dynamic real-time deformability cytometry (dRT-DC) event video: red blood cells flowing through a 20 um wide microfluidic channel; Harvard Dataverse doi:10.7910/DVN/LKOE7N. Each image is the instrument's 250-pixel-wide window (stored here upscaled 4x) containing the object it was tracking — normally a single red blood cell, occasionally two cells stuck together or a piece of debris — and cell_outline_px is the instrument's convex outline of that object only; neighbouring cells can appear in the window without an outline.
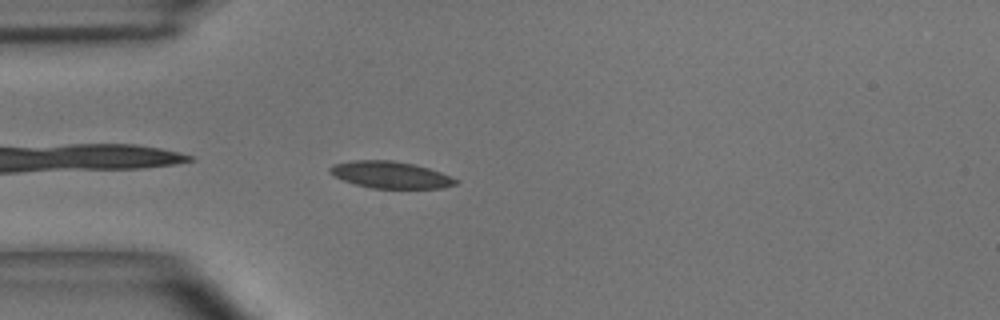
{"species": "common noctule bat (a hibernating species)", "species_latin": "Nyctalus noctula", "temperature_condition": "room temperature", "stored_images_in_passage": 3, "camera_frame_rate_fps": 3000, "um_per_image_px": 0.085, "animal": {"sex": "male", "body_mass_g": 15.6}, "frame": {"image": 1, "passage_image": 3, "time_ms": 0.667, "image_size_px": [1000, 320], "cell_outline_px": [[460, 180], [456, 184], [444, 188], [372, 188], [356, 184], [344, 180], [328, 172], [328, 168], [332, 164], [356, 160], [392, 160], [416, 164], [440, 172]], "centroid_in_image_um": [33.21, 14.85], "position_along_channel_um": 51.8, "area_um2": 19.65}}